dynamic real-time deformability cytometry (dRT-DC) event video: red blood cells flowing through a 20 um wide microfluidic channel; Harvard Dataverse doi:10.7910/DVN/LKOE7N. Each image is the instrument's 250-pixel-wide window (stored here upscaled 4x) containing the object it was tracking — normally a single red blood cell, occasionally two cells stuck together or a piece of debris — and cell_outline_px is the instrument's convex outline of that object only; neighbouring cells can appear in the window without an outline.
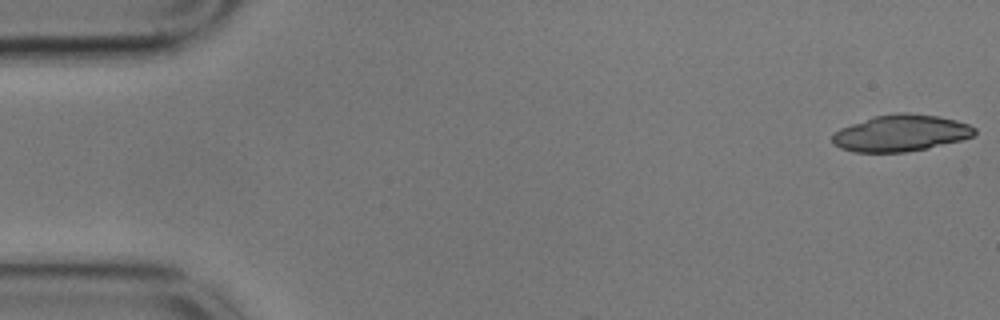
{"species": "common noctule bat (a hibernating species)", "species_latin": "Nyctalus noctula", "temperature_condition": "cold", "stored_images_in_passage": 4, "camera_frame_rate_fps": 3000, "um_per_image_px": 0.085, "animal": {"sex": "male", "body_mass_g": 17.9}, "frame": {"image": 1, "passage_image": 1, "time_ms": 0.0, "image_size_px": [1000, 320], "cell_outline_px": [[976, 132], [972, 136], [960, 140], [928, 148], [904, 152], [852, 152], [840, 148], [832, 144], [832, 136], [840, 128], [876, 116], [900, 112], [904, 112], [936, 116], [956, 120], [968, 124], [976, 128]], "centroid_in_image_um": [76.56, 11.32], "position_along_channel_um": 8.4, "area_um2": 30.06}}